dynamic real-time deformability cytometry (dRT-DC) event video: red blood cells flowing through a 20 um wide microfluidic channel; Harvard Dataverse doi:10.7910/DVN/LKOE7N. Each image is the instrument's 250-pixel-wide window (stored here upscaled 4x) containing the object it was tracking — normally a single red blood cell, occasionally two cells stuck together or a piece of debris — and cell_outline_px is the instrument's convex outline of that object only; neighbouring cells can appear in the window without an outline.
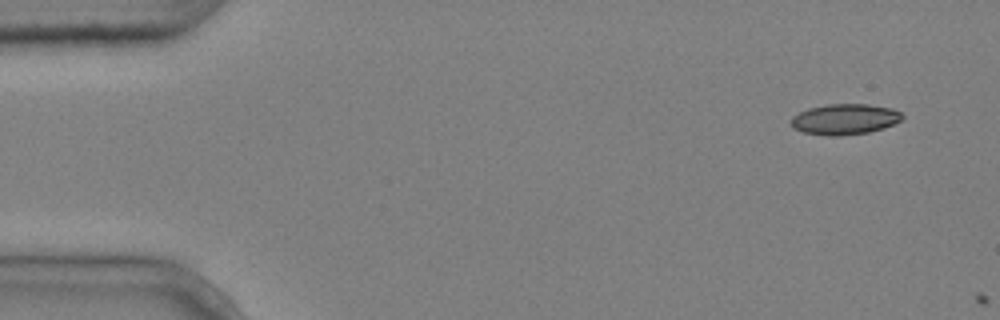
{"species": "common noctule bat (a hibernating species)", "species_latin": "Nyctalus noctula", "temperature_condition": "cold", "stored_images_in_passage": 2, "camera_frame_rate_fps": 3000, "um_per_image_px": 0.085, "animal": {"sex": "male", "body_mass_g": 20.4}, "frame": {"image": 1, "passage_image": 1, "time_ms": 0.0, "image_size_px": [1000, 320], "cell_outline_px": [[904, 120], [884, 128], [868, 132], [840, 136], [828, 136], [804, 132], [792, 128], [792, 116], [808, 108], [828, 104], [868, 104], [892, 108], [900, 112], [904, 116]], "centroid_in_image_um": [71.84, 10.13], "position_along_channel_um": 13.2, "area_um2": 20.0}}